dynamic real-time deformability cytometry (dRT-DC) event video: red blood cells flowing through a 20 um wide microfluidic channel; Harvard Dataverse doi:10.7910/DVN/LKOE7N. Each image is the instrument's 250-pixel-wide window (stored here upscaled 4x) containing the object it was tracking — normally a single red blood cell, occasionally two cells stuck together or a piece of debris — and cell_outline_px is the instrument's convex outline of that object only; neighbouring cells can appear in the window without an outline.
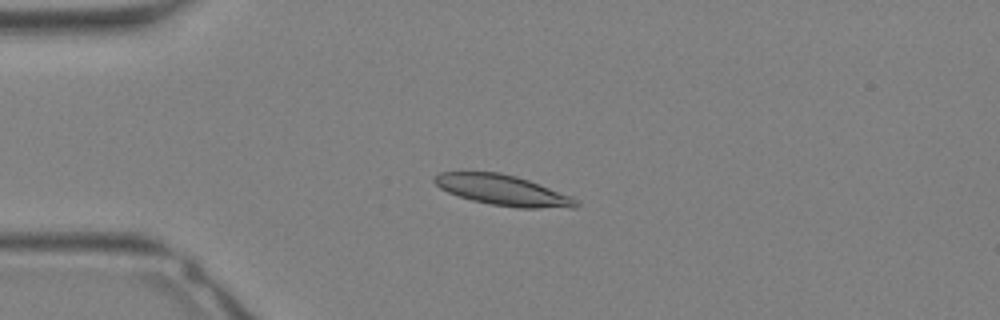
{"species": "Egyptian fruit bat (a non-hibernating species)", "species_latin": "Rousettus aegyptiacus", "temperature_condition": "warm", "stored_images_in_passage": 27, "camera_frame_rate_fps": 3000, "um_per_image_px": 0.085, "animal": {"sex": "female"}, "frame": {"image": 1, "passage_image": 2, "time_ms": 0.333, "image_size_px": [1000, 320], "cell_outline_px": [[580, 204], [576, 208], [516, 208], [492, 204], [472, 200], [448, 192], [440, 188], [432, 180], [432, 176], [440, 172], [500, 172], [516, 176], [540, 184], [572, 196]], "centroid_in_image_um": [42.76, 16.17], "position_along_channel_um": 42.2, "area_um2": 25.2}}
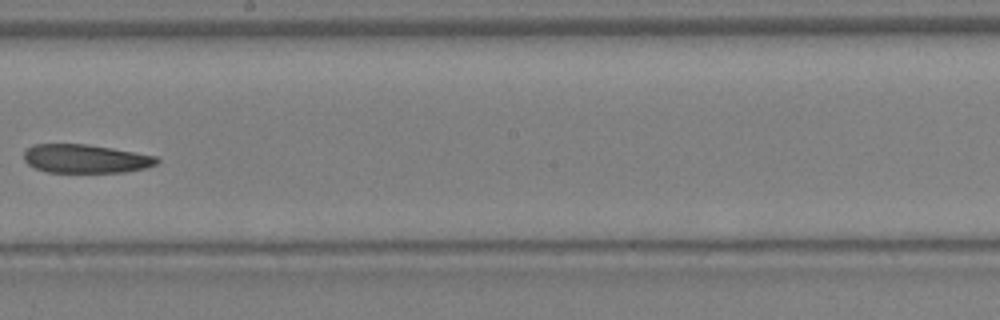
{"frame": {"image": 2, "passage_image": 13, "time_ms": 4.0, "image_size_px": [1000, 320], "cell_outline_px": [[160, 160], [156, 164], [148, 168], [124, 172], [48, 172], [36, 168], [28, 164], [24, 160], [24, 152], [32, 144], [88, 144], [112, 148], [156, 156]], "centroid_in_image_um": [7.29, 13.49], "position_along_channel_um": 240.9, "area_um2": 22.2}}
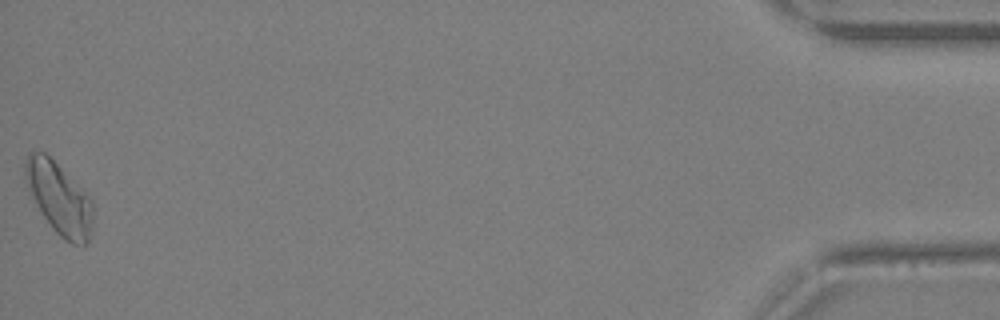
{"frame": {"image": 3, "passage_image": 27, "time_ms": 8.667, "image_size_px": [1000, 320], "cell_outline_px": [[92, 228], [88, 240], [84, 248], [72, 244], [64, 240], [52, 228], [36, 204], [24, 176], [24, 164], [28, 152], [44, 152], [92, 200]], "centroid_in_image_um": [5.03, 16.91], "position_along_channel_um": 430.2, "area_um2": 27.69}}